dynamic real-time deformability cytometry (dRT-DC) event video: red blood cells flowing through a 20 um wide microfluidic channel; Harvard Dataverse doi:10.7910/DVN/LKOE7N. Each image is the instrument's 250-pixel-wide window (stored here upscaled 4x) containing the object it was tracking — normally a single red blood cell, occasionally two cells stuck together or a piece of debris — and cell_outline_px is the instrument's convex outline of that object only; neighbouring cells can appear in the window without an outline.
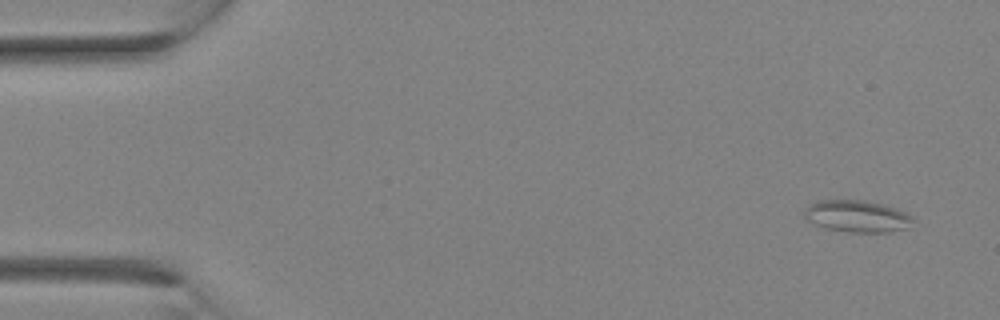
{"species": "Egyptian fruit bat (a non-hibernating species)", "species_latin": "Rousettus aegyptiacus", "temperature_condition": "room temperature", "stored_images_in_passage": 3, "camera_frame_rate_fps": 3000, "um_per_image_px": 0.085, "animal": {"sex": "female"}, "frame": {"image": 1, "passage_image": 1, "time_ms": 0.0, "image_size_px": [1000, 320], "cell_outline_px": [[916, 220], [908, 228], [892, 232], [848, 232], [824, 228], [808, 220], [804, 216], [804, 208], [808, 204], [820, 200], [864, 200], [896, 208], [908, 212]], "centroid_in_image_um": [72.89, 18.38], "position_along_channel_um": 12.1, "area_um2": 20.46}}
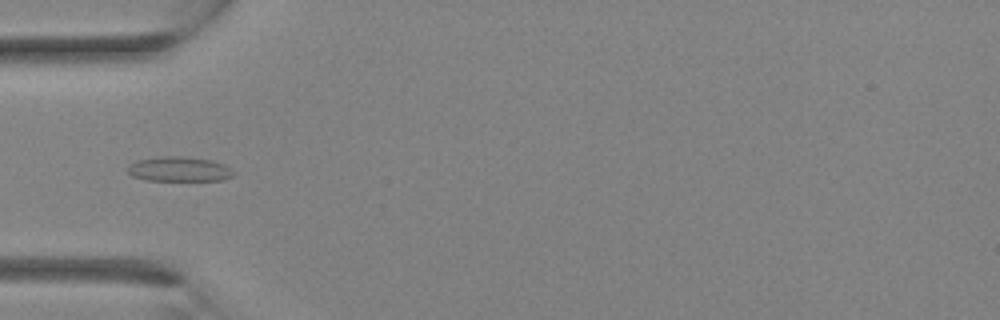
{"frame": {"image": 2, "passage_image": 3, "time_ms": 2.667, "image_size_px": [1000, 320], "cell_outline_px": [[236, 172], [232, 176], [224, 180], [144, 180], [132, 176], [128, 172], [128, 168], [136, 160], [156, 156], [184, 156], [212, 160], [224, 164], [232, 168]], "centroid_in_image_um": [15.26, 14.36], "position_along_channel_um": 69.7, "area_um2": 15.43}}